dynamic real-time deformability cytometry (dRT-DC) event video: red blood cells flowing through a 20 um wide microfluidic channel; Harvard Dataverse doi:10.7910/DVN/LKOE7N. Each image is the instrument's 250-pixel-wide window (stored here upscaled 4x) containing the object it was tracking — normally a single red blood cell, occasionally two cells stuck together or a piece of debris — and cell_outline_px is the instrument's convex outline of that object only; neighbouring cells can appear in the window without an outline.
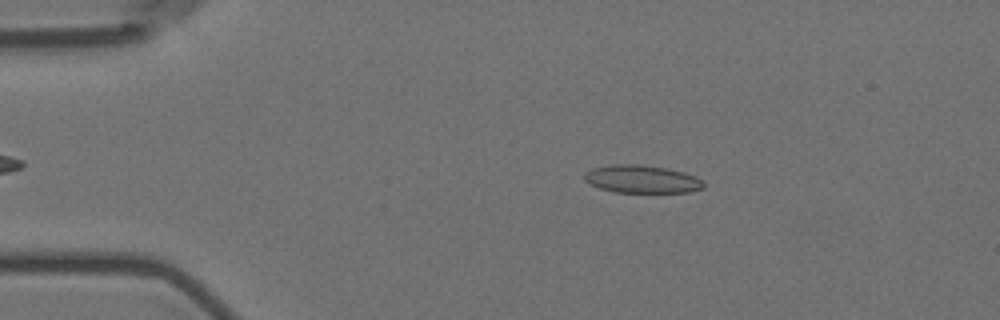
{"species": "Egyptian fruit bat (a non-hibernating species)", "species_latin": "Rousettus aegyptiacus", "temperature_condition": "room temperature", "stored_images_in_passage": 6, "camera_frame_rate_fps": 3000, "um_per_image_px": 0.085, "animal": {"sex": "female"}, "frame": {"image": 1, "passage_image": 3, "time_ms": 2.333, "image_size_px": [1000, 320], "cell_outline_px": [[704, 188], [688, 192], [616, 192], [600, 188], [588, 184], [584, 180], [584, 172], [592, 168], [612, 164], [636, 164], [668, 168], [684, 172], [696, 176], [704, 180]], "centroid_in_image_um": [54.55, 15.22], "position_along_channel_um": 30.4, "area_um2": 19.54}}
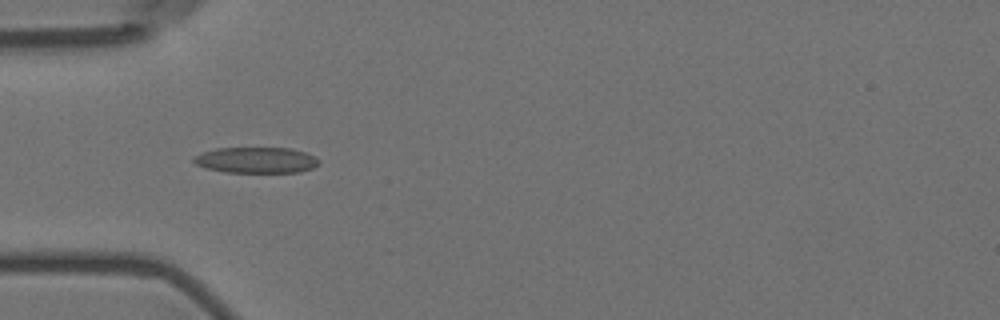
{"frame": {"image": 2, "passage_image": 5, "time_ms": 4.667, "image_size_px": [1000, 320], "cell_outline_px": [[320, 164], [312, 168], [300, 172], [224, 172], [204, 168], [196, 164], [192, 160], [192, 156], [216, 148], [292, 148], [304, 152], [320, 160]], "centroid_in_image_um": [21.75, 13.61], "position_along_channel_um": 63.2, "area_um2": 18.96}}
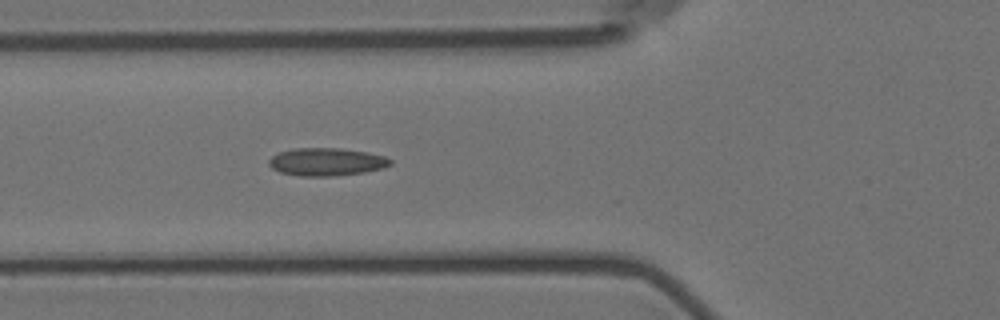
{"frame": {"image": 3, "passage_image": 6, "time_ms": 5.667, "image_size_px": [1000, 320], "cell_outline_px": [[392, 164], [384, 168], [364, 172], [336, 176], [300, 176], [280, 172], [272, 168], [268, 164], [268, 160], [272, 156], [280, 152], [292, 148], [340, 148], [364, 152], [384, 156], [392, 160]], "centroid_in_image_um": [27.74, 13.76], "position_along_channel_um": 98.1, "area_um2": 19.71}}